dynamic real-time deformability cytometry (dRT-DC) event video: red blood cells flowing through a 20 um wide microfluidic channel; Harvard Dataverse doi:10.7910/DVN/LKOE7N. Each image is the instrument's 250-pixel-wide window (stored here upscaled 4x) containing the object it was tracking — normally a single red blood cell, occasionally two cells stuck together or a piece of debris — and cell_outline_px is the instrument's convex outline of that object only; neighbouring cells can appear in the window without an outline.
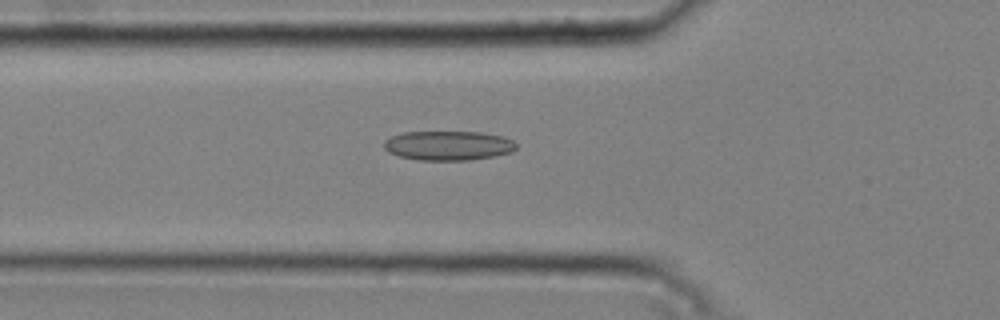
{"species": "common noctule bat (a hibernating species)", "species_latin": "Nyctalus noctula", "temperature_condition": "cold", "stored_images_in_passage": 48, "camera_frame_rate_fps": 3000, "um_per_image_px": 0.085, "animal": {"sex": "male", "body_mass_g": 20.4}, "frame": {"image": 1, "passage_image": 18, "time_ms": 5.667, "image_size_px": [1000, 320], "cell_outline_px": [[516, 148], [512, 152], [496, 156], [468, 160], [420, 160], [400, 156], [388, 152], [384, 148], [384, 140], [392, 136], [404, 132], [480, 132], [504, 136], [512, 140], [516, 144]], "centroid_in_image_um": [38.12, 12.37], "position_along_channel_um": 87.7, "area_um2": 22.72}}
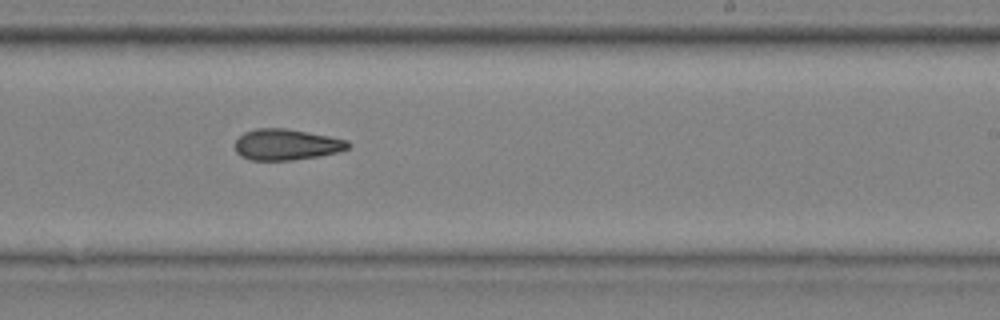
{"frame": {"image": 2, "passage_image": 32, "time_ms": 10.333, "image_size_px": [1000, 320], "cell_outline_px": [[352, 144], [348, 148], [340, 152], [320, 156], [292, 160], [248, 160], [240, 156], [236, 152], [236, 140], [244, 132], [256, 128], [284, 128], [308, 132], [348, 140]], "centroid_in_image_um": [24.36, 12.29], "position_along_channel_um": 264.6, "area_um2": 20.58}}
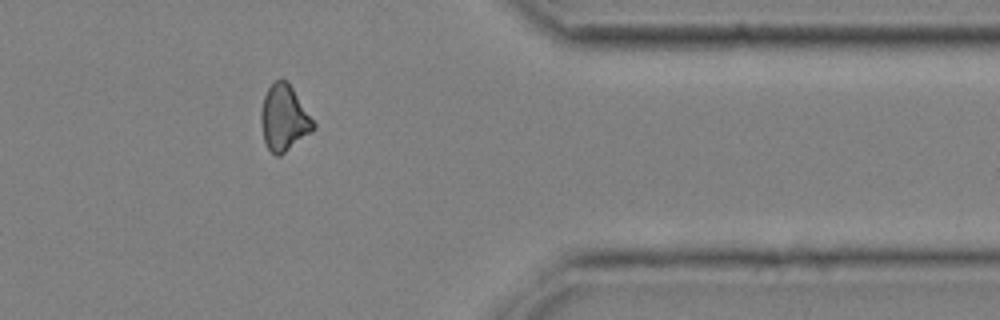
{"frame": {"image": 3, "passage_image": 43, "time_ms": 14.0, "image_size_px": [1000, 320], "cell_outline_px": [[316, 128], [312, 132], [280, 156], [276, 156], [268, 148], [264, 140], [260, 120], [260, 112], [264, 96], [268, 88], [276, 80], [288, 80], [316, 124]], "centroid_in_image_um": [24.15, 10.04], "position_along_channel_um": 387.2, "area_um2": 20.17}, "authors_computed_cell_mechanics": {"area_um2": 21.2415, "velocity_mm_per_s": 3.7884, "shape_relaxation_time_tau1_ms": 6.5971, "shape_relaxation_time_tau2_ms": 7.0624, "deformation_change_tau1": 0.1215, "deformation_change_tau2": 0.1543}}